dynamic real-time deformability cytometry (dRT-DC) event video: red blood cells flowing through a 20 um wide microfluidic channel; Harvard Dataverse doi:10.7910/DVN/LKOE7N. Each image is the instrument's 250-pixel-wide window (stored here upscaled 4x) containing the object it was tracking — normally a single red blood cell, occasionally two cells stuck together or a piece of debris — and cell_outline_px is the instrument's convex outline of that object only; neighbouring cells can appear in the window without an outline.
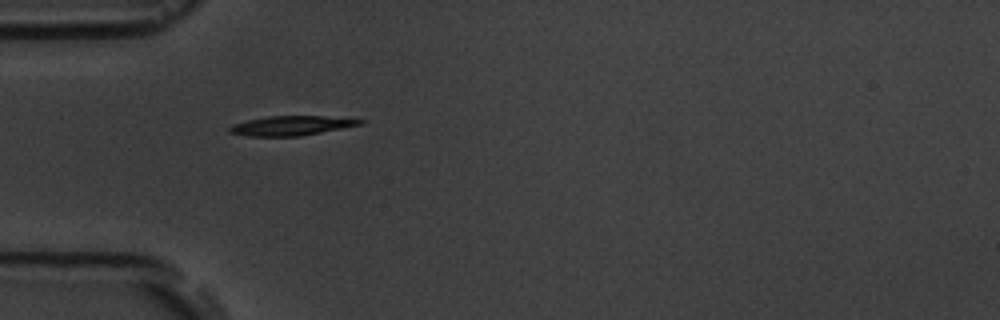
{"species": "common noctule bat (a hibernating species)", "species_latin": "Nyctalus noctula", "temperature_condition": "room temperature", "stored_images_in_passage": 3, "camera_frame_rate_fps": 3000, "um_per_image_px": 0.085, "animal": {"sex": "male", "body_mass_g": 19.5, "forearm_length_mm": 54.6}, "frame": {"image": 1, "passage_image": 2, "time_ms": 1.333, "image_size_px": [1000, 320], "cell_outline_px": [[364, 124], [344, 128], [300, 136], [248, 136], [228, 132], [228, 128], [232, 124], [248, 120], [268, 116], [320, 116], [364, 120]], "centroid_in_image_um": [24.74, 10.68], "position_along_channel_um": 60.3, "area_um2": 14.74}}
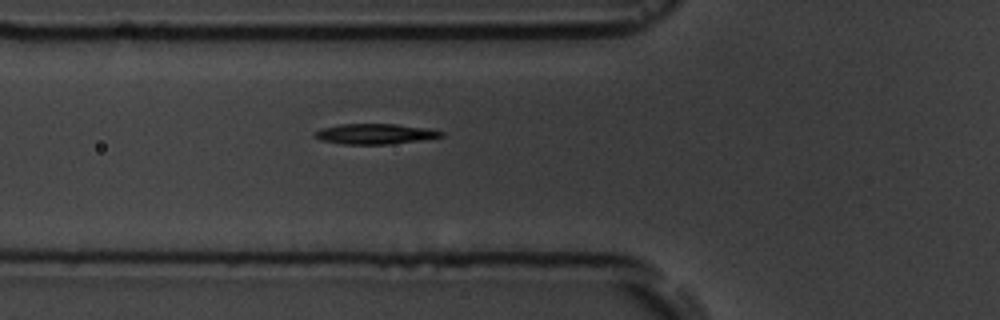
{"frame": {"image": 2, "passage_image": 3, "time_ms": 2.333, "image_size_px": [1000, 320], "cell_outline_px": [[444, 136], [420, 140], [388, 144], [344, 144], [320, 140], [312, 136], [320, 128], [340, 124], [396, 124], [428, 128], [444, 132]], "centroid_in_image_um": [31.86, 11.37], "position_along_channel_um": 93.9, "area_um2": 14.97}}